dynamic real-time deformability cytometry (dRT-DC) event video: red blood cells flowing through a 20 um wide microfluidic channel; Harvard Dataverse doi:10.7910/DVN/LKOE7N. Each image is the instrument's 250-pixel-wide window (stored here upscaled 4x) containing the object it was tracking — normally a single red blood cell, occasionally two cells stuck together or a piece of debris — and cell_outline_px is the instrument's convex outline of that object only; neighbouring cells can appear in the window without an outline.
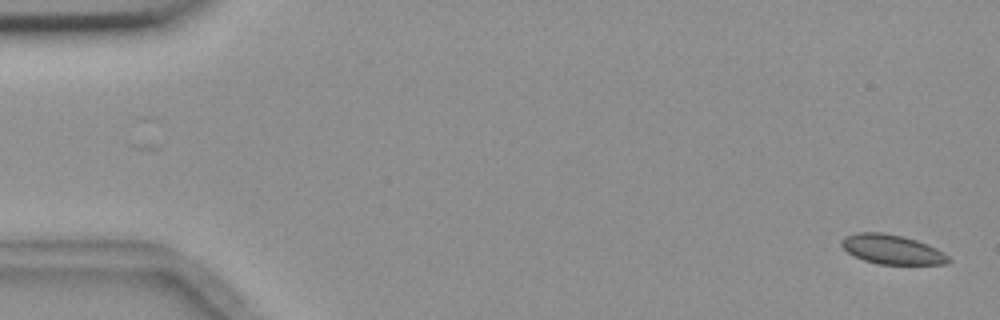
{"species": "common noctule bat (a hibernating species)", "species_latin": "Nyctalus noctula", "temperature_condition": "room temperature", "stored_images_in_passage": 5, "camera_frame_rate_fps": 3000, "um_per_image_px": 0.085, "animal": {"sex": "female", "body_mass_g": 18.4}, "frame": {"image": 1, "passage_image": 1, "time_ms": 0.0, "image_size_px": [1000, 320], "cell_outline_px": [[952, 260], [948, 264], [876, 264], [864, 260], [848, 252], [840, 244], [840, 240], [844, 236], [860, 232], [884, 232], [904, 236], [928, 244], [944, 252]], "centroid_in_image_um": [75.84, 21.19], "position_along_channel_um": 9.2, "area_um2": 18.5}}
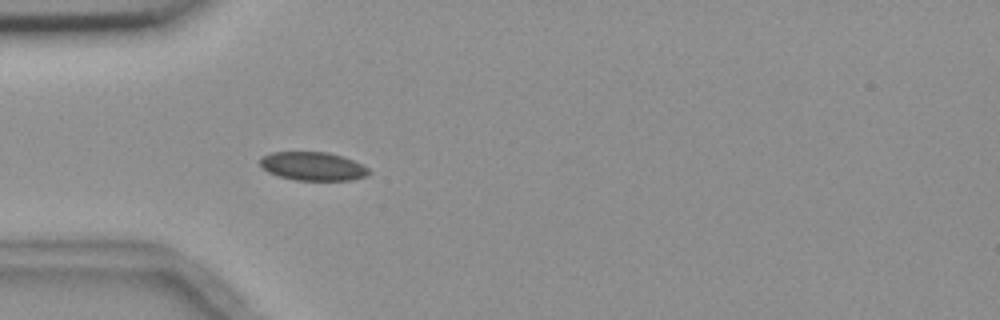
{"frame": {"image": 2, "passage_image": 5, "time_ms": 5.0, "image_size_px": [1000, 320], "cell_outline_px": [[372, 172], [368, 176], [348, 180], [296, 180], [280, 176], [268, 172], [260, 164], [260, 156], [272, 152], [328, 152], [344, 156], [368, 168]], "centroid_in_image_um": [26.6, 14.12], "position_along_channel_um": 58.4, "area_um2": 18.09}}